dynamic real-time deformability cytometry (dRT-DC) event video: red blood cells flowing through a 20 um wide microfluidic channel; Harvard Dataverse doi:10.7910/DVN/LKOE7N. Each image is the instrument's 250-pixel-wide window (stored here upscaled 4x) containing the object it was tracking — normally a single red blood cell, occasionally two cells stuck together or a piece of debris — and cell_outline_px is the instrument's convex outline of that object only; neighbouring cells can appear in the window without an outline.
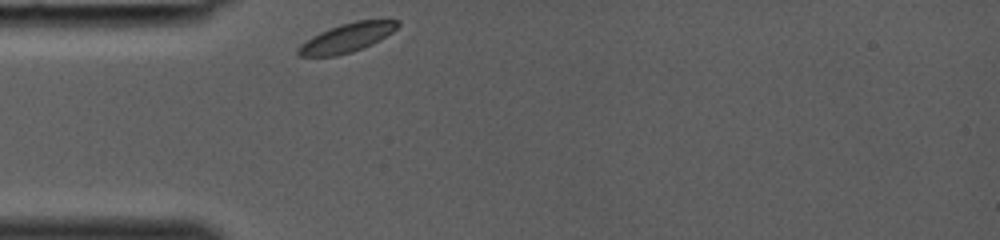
{"species": "common noctule bat (a hibernating species)", "species_latin": "Nyctalus noctula", "temperature_condition": "room temperature", "stored_images_in_passage": 23, "camera_frame_rate_fps": 3000, "um_per_image_px": 0.085, "animal": {"sex": "female", "body_mass_g": 19.0, "forearm_length_mm": 53.3}, "frame": {"image": 1, "passage_image": 1, "time_ms": 0.0, "image_size_px": [1000, 240], "cell_outline_px": [[400, 24], [392, 32], [372, 44], [352, 52], [336, 56], [300, 56], [296, 52], [296, 48], [300, 44], [312, 36], [320, 32], [340, 24], [356, 20], [400, 20]], "centroid_in_image_um": [29.46, 3.21], "position_along_channel_um": 55.5, "area_um2": 16.7}}
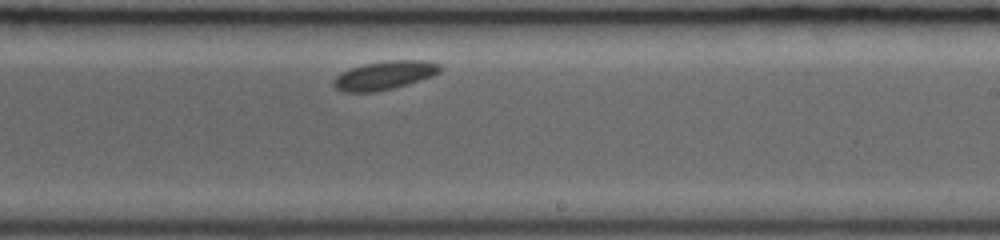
{"frame": {"image": 2, "passage_image": 14, "time_ms": 4.333, "image_size_px": [1000, 240], "cell_outline_px": [[444, 68], [440, 72], [432, 76], [408, 84], [376, 92], [344, 92], [336, 88], [332, 84], [332, 80], [336, 76], [352, 68], [364, 64], [388, 60], [424, 60], [440, 64]], "centroid_in_image_um": [32.71, 6.4], "position_along_channel_um": 256.3, "area_um2": 17.74}}
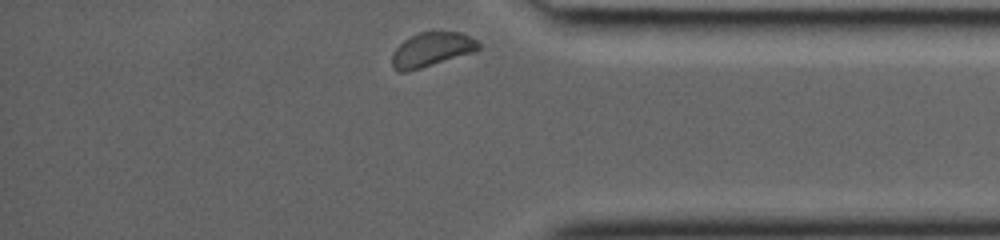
{"frame": {"image": 3, "passage_image": 23, "time_ms": 7.333, "image_size_px": [1000, 240], "cell_outline_px": [[480, 48], [476, 52], [420, 68], [404, 72], [396, 72], [392, 68], [392, 52], [404, 40], [420, 32], [460, 32], [476, 40], [480, 44]], "centroid_in_image_um": [36.68, 4.23], "position_along_channel_um": 398.5, "area_um2": 17.22}}